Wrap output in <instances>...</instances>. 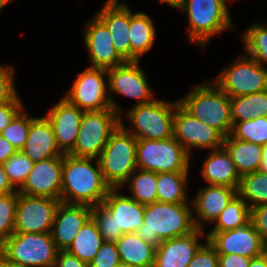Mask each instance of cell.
<instances>
[{
  "label": "cell",
  "mask_w": 267,
  "mask_h": 267,
  "mask_svg": "<svg viewBox=\"0 0 267 267\" xmlns=\"http://www.w3.org/2000/svg\"><path fill=\"white\" fill-rule=\"evenodd\" d=\"M92 160L63 155L61 202L92 207L102 204L111 187L103 178L98 159L97 168L91 165Z\"/></svg>",
  "instance_id": "obj_1"
},
{
  "label": "cell",
  "mask_w": 267,
  "mask_h": 267,
  "mask_svg": "<svg viewBox=\"0 0 267 267\" xmlns=\"http://www.w3.org/2000/svg\"><path fill=\"white\" fill-rule=\"evenodd\" d=\"M203 228L192 217L187 204L153 202L145 205L144 223L137 234L145 241L158 247L163 240L187 235Z\"/></svg>",
  "instance_id": "obj_2"
},
{
  "label": "cell",
  "mask_w": 267,
  "mask_h": 267,
  "mask_svg": "<svg viewBox=\"0 0 267 267\" xmlns=\"http://www.w3.org/2000/svg\"><path fill=\"white\" fill-rule=\"evenodd\" d=\"M105 182L111 188H120L137 169V139L120 125L110 135L98 157Z\"/></svg>",
  "instance_id": "obj_3"
},
{
  "label": "cell",
  "mask_w": 267,
  "mask_h": 267,
  "mask_svg": "<svg viewBox=\"0 0 267 267\" xmlns=\"http://www.w3.org/2000/svg\"><path fill=\"white\" fill-rule=\"evenodd\" d=\"M58 251L51 233H14L0 245V256L21 267H54Z\"/></svg>",
  "instance_id": "obj_4"
},
{
  "label": "cell",
  "mask_w": 267,
  "mask_h": 267,
  "mask_svg": "<svg viewBox=\"0 0 267 267\" xmlns=\"http://www.w3.org/2000/svg\"><path fill=\"white\" fill-rule=\"evenodd\" d=\"M213 87V88H212ZM195 86L179 103L196 119L216 129L224 138L232 129L231 98L217 85Z\"/></svg>",
  "instance_id": "obj_5"
},
{
  "label": "cell",
  "mask_w": 267,
  "mask_h": 267,
  "mask_svg": "<svg viewBox=\"0 0 267 267\" xmlns=\"http://www.w3.org/2000/svg\"><path fill=\"white\" fill-rule=\"evenodd\" d=\"M120 121V114L113 108L84 111L76 143L68 154L97 160Z\"/></svg>",
  "instance_id": "obj_6"
},
{
  "label": "cell",
  "mask_w": 267,
  "mask_h": 267,
  "mask_svg": "<svg viewBox=\"0 0 267 267\" xmlns=\"http://www.w3.org/2000/svg\"><path fill=\"white\" fill-rule=\"evenodd\" d=\"M225 0H181L179 9L189 18V38L205 46L209 38L231 28V19Z\"/></svg>",
  "instance_id": "obj_7"
},
{
  "label": "cell",
  "mask_w": 267,
  "mask_h": 267,
  "mask_svg": "<svg viewBox=\"0 0 267 267\" xmlns=\"http://www.w3.org/2000/svg\"><path fill=\"white\" fill-rule=\"evenodd\" d=\"M190 156L174 138L137 139V168L156 173L188 172Z\"/></svg>",
  "instance_id": "obj_8"
},
{
  "label": "cell",
  "mask_w": 267,
  "mask_h": 267,
  "mask_svg": "<svg viewBox=\"0 0 267 267\" xmlns=\"http://www.w3.org/2000/svg\"><path fill=\"white\" fill-rule=\"evenodd\" d=\"M174 103L153 99L147 104L134 106L128 111L135 132H128L136 139L166 140L173 137Z\"/></svg>",
  "instance_id": "obj_9"
},
{
  "label": "cell",
  "mask_w": 267,
  "mask_h": 267,
  "mask_svg": "<svg viewBox=\"0 0 267 267\" xmlns=\"http://www.w3.org/2000/svg\"><path fill=\"white\" fill-rule=\"evenodd\" d=\"M105 74H107V70L89 66L78 75L69 94L64 98L83 111H103L113 108L119 114L120 108L107 95Z\"/></svg>",
  "instance_id": "obj_10"
},
{
  "label": "cell",
  "mask_w": 267,
  "mask_h": 267,
  "mask_svg": "<svg viewBox=\"0 0 267 267\" xmlns=\"http://www.w3.org/2000/svg\"><path fill=\"white\" fill-rule=\"evenodd\" d=\"M230 98L267 89V70L249 56L237 60L213 80Z\"/></svg>",
  "instance_id": "obj_11"
},
{
  "label": "cell",
  "mask_w": 267,
  "mask_h": 267,
  "mask_svg": "<svg viewBox=\"0 0 267 267\" xmlns=\"http://www.w3.org/2000/svg\"><path fill=\"white\" fill-rule=\"evenodd\" d=\"M60 200L18 193L14 233H51Z\"/></svg>",
  "instance_id": "obj_12"
},
{
  "label": "cell",
  "mask_w": 267,
  "mask_h": 267,
  "mask_svg": "<svg viewBox=\"0 0 267 267\" xmlns=\"http://www.w3.org/2000/svg\"><path fill=\"white\" fill-rule=\"evenodd\" d=\"M173 137L189 155L191 147L214 150L222 147L224 140L216 129L196 119L179 102L175 105Z\"/></svg>",
  "instance_id": "obj_13"
},
{
  "label": "cell",
  "mask_w": 267,
  "mask_h": 267,
  "mask_svg": "<svg viewBox=\"0 0 267 267\" xmlns=\"http://www.w3.org/2000/svg\"><path fill=\"white\" fill-rule=\"evenodd\" d=\"M205 239L215 248L218 254H239L249 258L261 256L266 246L251 221L234 230L209 233L205 236Z\"/></svg>",
  "instance_id": "obj_14"
},
{
  "label": "cell",
  "mask_w": 267,
  "mask_h": 267,
  "mask_svg": "<svg viewBox=\"0 0 267 267\" xmlns=\"http://www.w3.org/2000/svg\"><path fill=\"white\" fill-rule=\"evenodd\" d=\"M63 156L52 157L33 164L18 193L61 199Z\"/></svg>",
  "instance_id": "obj_15"
},
{
  "label": "cell",
  "mask_w": 267,
  "mask_h": 267,
  "mask_svg": "<svg viewBox=\"0 0 267 267\" xmlns=\"http://www.w3.org/2000/svg\"><path fill=\"white\" fill-rule=\"evenodd\" d=\"M139 61H126L125 63L107 70L108 87L116 93L138 99L137 105L151 102V89L148 87Z\"/></svg>",
  "instance_id": "obj_16"
},
{
  "label": "cell",
  "mask_w": 267,
  "mask_h": 267,
  "mask_svg": "<svg viewBox=\"0 0 267 267\" xmlns=\"http://www.w3.org/2000/svg\"><path fill=\"white\" fill-rule=\"evenodd\" d=\"M84 42L89 52L90 67L111 69L126 61L117 53L107 27L95 16L85 30Z\"/></svg>",
  "instance_id": "obj_17"
},
{
  "label": "cell",
  "mask_w": 267,
  "mask_h": 267,
  "mask_svg": "<svg viewBox=\"0 0 267 267\" xmlns=\"http://www.w3.org/2000/svg\"><path fill=\"white\" fill-rule=\"evenodd\" d=\"M91 217L92 206L60 202L51 231L52 239L59 251L68 249L78 231Z\"/></svg>",
  "instance_id": "obj_18"
},
{
  "label": "cell",
  "mask_w": 267,
  "mask_h": 267,
  "mask_svg": "<svg viewBox=\"0 0 267 267\" xmlns=\"http://www.w3.org/2000/svg\"><path fill=\"white\" fill-rule=\"evenodd\" d=\"M54 105L46 118L52 125L58 148L63 154H68L76 143L84 111L65 98Z\"/></svg>",
  "instance_id": "obj_19"
},
{
  "label": "cell",
  "mask_w": 267,
  "mask_h": 267,
  "mask_svg": "<svg viewBox=\"0 0 267 267\" xmlns=\"http://www.w3.org/2000/svg\"><path fill=\"white\" fill-rule=\"evenodd\" d=\"M108 0L96 17L107 27L117 53L131 61L130 9L127 5Z\"/></svg>",
  "instance_id": "obj_20"
},
{
  "label": "cell",
  "mask_w": 267,
  "mask_h": 267,
  "mask_svg": "<svg viewBox=\"0 0 267 267\" xmlns=\"http://www.w3.org/2000/svg\"><path fill=\"white\" fill-rule=\"evenodd\" d=\"M201 229L172 239L163 240L156 248L153 267H187L198 249Z\"/></svg>",
  "instance_id": "obj_21"
},
{
  "label": "cell",
  "mask_w": 267,
  "mask_h": 267,
  "mask_svg": "<svg viewBox=\"0 0 267 267\" xmlns=\"http://www.w3.org/2000/svg\"><path fill=\"white\" fill-rule=\"evenodd\" d=\"M118 191L119 188H111L102 204L114 216L116 231H122L123 234L136 233L144 223L145 205Z\"/></svg>",
  "instance_id": "obj_22"
},
{
  "label": "cell",
  "mask_w": 267,
  "mask_h": 267,
  "mask_svg": "<svg viewBox=\"0 0 267 267\" xmlns=\"http://www.w3.org/2000/svg\"><path fill=\"white\" fill-rule=\"evenodd\" d=\"M33 163L63 156L57 146L51 123L46 117L30 122L27 140L21 150Z\"/></svg>",
  "instance_id": "obj_23"
},
{
  "label": "cell",
  "mask_w": 267,
  "mask_h": 267,
  "mask_svg": "<svg viewBox=\"0 0 267 267\" xmlns=\"http://www.w3.org/2000/svg\"><path fill=\"white\" fill-rule=\"evenodd\" d=\"M202 175L209 185L227 186L237 190L241 179L224 146L212 150L211 155L204 163Z\"/></svg>",
  "instance_id": "obj_24"
},
{
  "label": "cell",
  "mask_w": 267,
  "mask_h": 267,
  "mask_svg": "<svg viewBox=\"0 0 267 267\" xmlns=\"http://www.w3.org/2000/svg\"><path fill=\"white\" fill-rule=\"evenodd\" d=\"M236 195L235 188L208 185L198 192L193 201L196 214L201 220L215 222Z\"/></svg>",
  "instance_id": "obj_25"
},
{
  "label": "cell",
  "mask_w": 267,
  "mask_h": 267,
  "mask_svg": "<svg viewBox=\"0 0 267 267\" xmlns=\"http://www.w3.org/2000/svg\"><path fill=\"white\" fill-rule=\"evenodd\" d=\"M121 263L132 267H153L156 248L137 233L123 234L116 242Z\"/></svg>",
  "instance_id": "obj_26"
},
{
  "label": "cell",
  "mask_w": 267,
  "mask_h": 267,
  "mask_svg": "<svg viewBox=\"0 0 267 267\" xmlns=\"http://www.w3.org/2000/svg\"><path fill=\"white\" fill-rule=\"evenodd\" d=\"M240 176L256 172L262 161V145L243 141L228 135L223 140Z\"/></svg>",
  "instance_id": "obj_27"
},
{
  "label": "cell",
  "mask_w": 267,
  "mask_h": 267,
  "mask_svg": "<svg viewBox=\"0 0 267 267\" xmlns=\"http://www.w3.org/2000/svg\"><path fill=\"white\" fill-rule=\"evenodd\" d=\"M131 61H139L153 45L156 36L153 21L143 12L130 11Z\"/></svg>",
  "instance_id": "obj_28"
},
{
  "label": "cell",
  "mask_w": 267,
  "mask_h": 267,
  "mask_svg": "<svg viewBox=\"0 0 267 267\" xmlns=\"http://www.w3.org/2000/svg\"><path fill=\"white\" fill-rule=\"evenodd\" d=\"M103 242L104 240L100 234L98 226L91 217L78 231L73 242L66 251L75 255L81 261L89 264L99 251Z\"/></svg>",
  "instance_id": "obj_29"
},
{
  "label": "cell",
  "mask_w": 267,
  "mask_h": 267,
  "mask_svg": "<svg viewBox=\"0 0 267 267\" xmlns=\"http://www.w3.org/2000/svg\"><path fill=\"white\" fill-rule=\"evenodd\" d=\"M230 112L232 123L267 117V89L231 98Z\"/></svg>",
  "instance_id": "obj_30"
},
{
  "label": "cell",
  "mask_w": 267,
  "mask_h": 267,
  "mask_svg": "<svg viewBox=\"0 0 267 267\" xmlns=\"http://www.w3.org/2000/svg\"><path fill=\"white\" fill-rule=\"evenodd\" d=\"M186 181L187 172L157 173V201L187 204Z\"/></svg>",
  "instance_id": "obj_31"
},
{
  "label": "cell",
  "mask_w": 267,
  "mask_h": 267,
  "mask_svg": "<svg viewBox=\"0 0 267 267\" xmlns=\"http://www.w3.org/2000/svg\"><path fill=\"white\" fill-rule=\"evenodd\" d=\"M251 221V209L238 194L215 220L216 225L210 233L234 230L245 226Z\"/></svg>",
  "instance_id": "obj_32"
},
{
  "label": "cell",
  "mask_w": 267,
  "mask_h": 267,
  "mask_svg": "<svg viewBox=\"0 0 267 267\" xmlns=\"http://www.w3.org/2000/svg\"><path fill=\"white\" fill-rule=\"evenodd\" d=\"M237 194L251 202L250 209L267 204V173L258 170L241 176Z\"/></svg>",
  "instance_id": "obj_33"
},
{
  "label": "cell",
  "mask_w": 267,
  "mask_h": 267,
  "mask_svg": "<svg viewBox=\"0 0 267 267\" xmlns=\"http://www.w3.org/2000/svg\"><path fill=\"white\" fill-rule=\"evenodd\" d=\"M129 177L132 191V199L140 204H150L157 201V173L147 170H141L134 176Z\"/></svg>",
  "instance_id": "obj_34"
},
{
  "label": "cell",
  "mask_w": 267,
  "mask_h": 267,
  "mask_svg": "<svg viewBox=\"0 0 267 267\" xmlns=\"http://www.w3.org/2000/svg\"><path fill=\"white\" fill-rule=\"evenodd\" d=\"M230 135L236 139L264 145L267 143V117L234 122Z\"/></svg>",
  "instance_id": "obj_35"
},
{
  "label": "cell",
  "mask_w": 267,
  "mask_h": 267,
  "mask_svg": "<svg viewBox=\"0 0 267 267\" xmlns=\"http://www.w3.org/2000/svg\"><path fill=\"white\" fill-rule=\"evenodd\" d=\"M245 50L260 65L267 63V26L253 24L244 33Z\"/></svg>",
  "instance_id": "obj_36"
},
{
  "label": "cell",
  "mask_w": 267,
  "mask_h": 267,
  "mask_svg": "<svg viewBox=\"0 0 267 267\" xmlns=\"http://www.w3.org/2000/svg\"><path fill=\"white\" fill-rule=\"evenodd\" d=\"M18 191L0 195V245L14 234Z\"/></svg>",
  "instance_id": "obj_37"
},
{
  "label": "cell",
  "mask_w": 267,
  "mask_h": 267,
  "mask_svg": "<svg viewBox=\"0 0 267 267\" xmlns=\"http://www.w3.org/2000/svg\"><path fill=\"white\" fill-rule=\"evenodd\" d=\"M33 162L22 152L17 151L4 164V169L13 187L24 184L28 174L31 172Z\"/></svg>",
  "instance_id": "obj_38"
},
{
  "label": "cell",
  "mask_w": 267,
  "mask_h": 267,
  "mask_svg": "<svg viewBox=\"0 0 267 267\" xmlns=\"http://www.w3.org/2000/svg\"><path fill=\"white\" fill-rule=\"evenodd\" d=\"M34 118H28L21 111L13 118L11 123L2 131L1 135L7 139L16 151H21L27 140L30 122Z\"/></svg>",
  "instance_id": "obj_39"
},
{
  "label": "cell",
  "mask_w": 267,
  "mask_h": 267,
  "mask_svg": "<svg viewBox=\"0 0 267 267\" xmlns=\"http://www.w3.org/2000/svg\"><path fill=\"white\" fill-rule=\"evenodd\" d=\"M92 218L104 241L116 242L123 235L122 231H116L115 218L103 204L92 207Z\"/></svg>",
  "instance_id": "obj_40"
},
{
  "label": "cell",
  "mask_w": 267,
  "mask_h": 267,
  "mask_svg": "<svg viewBox=\"0 0 267 267\" xmlns=\"http://www.w3.org/2000/svg\"><path fill=\"white\" fill-rule=\"evenodd\" d=\"M121 263L115 242L104 241L89 267H117Z\"/></svg>",
  "instance_id": "obj_41"
},
{
  "label": "cell",
  "mask_w": 267,
  "mask_h": 267,
  "mask_svg": "<svg viewBox=\"0 0 267 267\" xmlns=\"http://www.w3.org/2000/svg\"><path fill=\"white\" fill-rule=\"evenodd\" d=\"M13 72L11 67L0 66V103L20 101L13 84Z\"/></svg>",
  "instance_id": "obj_42"
},
{
  "label": "cell",
  "mask_w": 267,
  "mask_h": 267,
  "mask_svg": "<svg viewBox=\"0 0 267 267\" xmlns=\"http://www.w3.org/2000/svg\"><path fill=\"white\" fill-rule=\"evenodd\" d=\"M187 267H219L218 253L207 239L206 244L198 249Z\"/></svg>",
  "instance_id": "obj_43"
},
{
  "label": "cell",
  "mask_w": 267,
  "mask_h": 267,
  "mask_svg": "<svg viewBox=\"0 0 267 267\" xmlns=\"http://www.w3.org/2000/svg\"><path fill=\"white\" fill-rule=\"evenodd\" d=\"M251 222L255 230L267 244V204L251 208Z\"/></svg>",
  "instance_id": "obj_44"
},
{
  "label": "cell",
  "mask_w": 267,
  "mask_h": 267,
  "mask_svg": "<svg viewBox=\"0 0 267 267\" xmlns=\"http://www.w3.org/2000/svg\"><path fill=\"white\" fill-rule=\"evenodd\" d=\"M22 109L23 105L21 101L0 103V135Z\"/></svg>",
  "instance_id": "obj_45"
},
{
  "label": "cell",
  "mask_w": 267,
  "mask_h": 267,
  "mask_svg": "<svg viewBox=\"0 0 267 267\" xmlns=\"http://www.w3.org/2000/svg\"><path fill=\"white\" fill-rule=\"evenodd\" d=\"M250 260L239 254H218L219 267H248Z\"/></svg>",
  "instance_id": "obj_46"
},
{
  "label": "cell",
  "mask_w": 267,
  "mask_h": 267,
  "mask_svg": "<svg viewBox=\"0 0 267 267\" xmlns=\"http://www.w3.org/2000/svg\"><path fill=\"white\" fill-rule=\"evenodd\" d=\"M54 267H89V264L81 261L68 251L62 250L58 251Z\"/></svg>",
  "instance_id": "obj_47"
},
{
  "label": "cell",
  "mask_w": 267,
  "mask_h": 267,
  "mask_svg": "<svg viewBox=\"0 0 267 267\" xmlns=\"http://www.w3.org/2000/svg\"><path fill=\"white\" fill-rule=\"evenodd\" d=\"M16 152L10 142L0 135V164H4Z\"/></svg>",
  "instance_id": "obj_48"
},
{
  "label": "cell",
  "mask_w": 267,
  "mask_h": 267,
  "mask_svg": "<svg viewBox=\"0 0 267 267\" xmlns=\"http://www.w3.org/2000/svg\"><path fill=\"white\" fill-rule=\"evenodd\" d=\"M14 189L6 175L3 164H0V195L15 192Z\"/></svg>",
  "instance_id": "obj_49"
},
{
  "label": "cell",
  "mask_w": 267,
  "mask_h": 267,
  "mask_svg": "<svg viewBox=\"0 0 267 267\" xmlns=\"http://www.w3.org/2000/svg\"><path fill=\"white\" fill-rule=\"evenodd\" d=\"M248 267H267V261L263 255L251 258Z\"/></svg>",
  "instance_id": "obj_50"
},
{
  "label": "cell",
  "mask_w": 267,
  "mask_h": 267,
  "mask_svg": "<svg viewBox=\"0 0 267 267\" xmlns=\"http://www.w3.org/2000/svg\"><path fill=\"white\" fill-rule=\"evenodd\" d=\"M259 171L267 173V143L262 145V161Z\"/></svg>",
  "instance_id": "obj_51"
},
{
  "label": "cell",
  "mask_w": 267,
  "mask_h": 267,
  "mask_svg": "<svg viewBox=\"0 0 267 267\" xmlns=\"http://www.w3.org/2000/svg\"><path fill=\"white\" fill-rule=\"evenodd\" d=\"M160 2H165L170 4L173 8H179L181 0H159Z\"/></svg>",
  "instance_id": "obj_52"
},
{
  "label": "cell",
  "mask_w": 267,
  "mask_h": 267,
  "mask_svg": "<svg viewBox=\"0 0 267 267\" xmlns=\"http://www.w3.org/2000/svg\"><path fill=\"white\" fill-rule=\"evenodd\" d=\"M0 267H21L6 261L3 257L0 256Z\"/></svg>",
  "instance_id": "obj_53"
},
{
  "label": "cell",
  "mask_w": 267,
  "mask_h": 267,
  "mask_svg": "<svg viewBox=\"0 0 267 267\" xmlns=\"http://www.w3.org/2000/svg\"><path fill=\"white\" fill-rule=\"evenodd\" d=\"M9 2V0H0V10Z\"/></svg>",
  "instance_id": "obj_54"
},
{
  "label": "cell",
  "mask_w": 267,
  "mask_h": 267,
  "mask_svg": "<svg viewBox=\"0 0 267 267\" xmlns=\"http://www.w3.org/2000/svg\"><path fill=\"white\" fill-rule=\"evenodd\" d=\"M262 255L265 257V259H266V261H267V244H266V246H265V248H264V252H263Z\"/></svg>",
  "instance_id": "obj_55"
},
{
  "label": "cell",
  "mask_w": 267,
  "mask_h": 267,
  "mask_svg": "<svg viewBox=\"0 0 267 267\" xmlns=\"http://www.w3.org/2000/svg\"><path fill=\"white\" fill-rule=\"evenodd\" d=\"M117 267H132V266H130L128 264L120 263L117 265Z\"/></svg>",
  "instance_id": "obj_56"
}]
</instances>
